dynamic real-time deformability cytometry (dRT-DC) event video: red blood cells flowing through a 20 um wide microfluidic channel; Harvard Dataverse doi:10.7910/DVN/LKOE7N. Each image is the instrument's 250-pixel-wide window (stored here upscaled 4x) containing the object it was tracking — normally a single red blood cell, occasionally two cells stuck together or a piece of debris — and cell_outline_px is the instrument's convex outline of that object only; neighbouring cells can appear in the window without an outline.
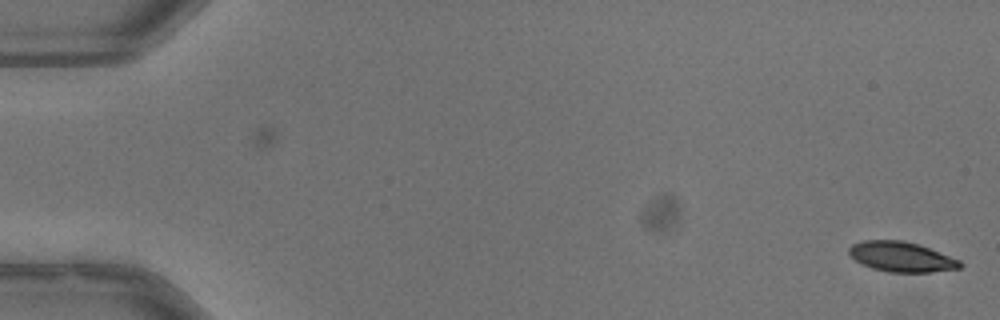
{"species": "common noctule bat (a hibernating species)", "species_latin": "Nyctalus noctula", "temperature_condition": "warm", "stored_images_in_passage": 53, "camera_frame_rate_fps": 3000, "um_per_image_px": 0.085, "animal": {"sex": "male", "body_mass_g": 13.3}, "frame": {"image": 1, "passage_image": 1, "time_ms": 0.0, "image_size_px": [1000, 320], "cell_outline_px": [[964, 264], [960, 268], [932, 272], [888, 272], [872, 268], [856, 260], [848, 252], [848, 248], [852, 244], [864, 240], [904, 240], [928, 248], [960, 260]], "centroid_in_image_um": [76.62, 21.83], "position_along_channel_um": 8.4, "area_um2": 19.25}}
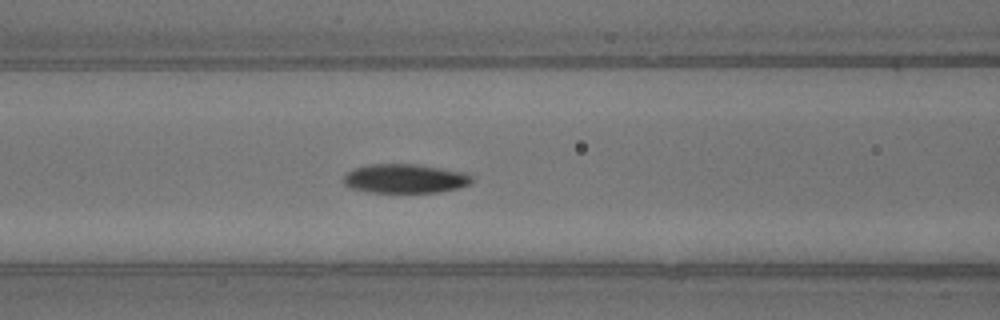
{"frame": {"image": 2, "passage_image": 23, "time_ms": 7.333, "image_size_px": [1000, 320], "cell_outline_px": [[472, 184], [460, 188], [436, 192], [368, 192], [352, 188], [344, 184], [344, 176], [352, 168], [368, 164], [416, 164], [464, 172], [472, 176]], "centroid_in_image_um": [34.43, 15.17], "position_along_channel_um": 132.2, "area_um2": 21.79}}
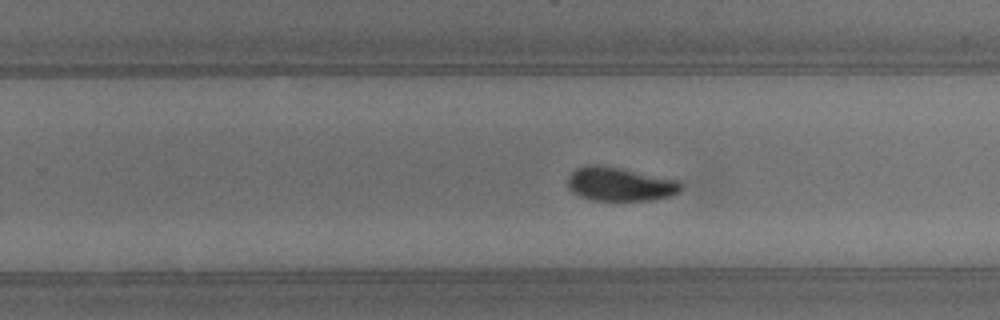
{"frame": {"image": 3, "passage_image": 34, "time_ms": 11.0, "image_size_px": [1000, 320], "cell_outline_px": [[684, 188], [680, 192], [672, 196], [652, 200], [592, 200], [580, 196], [572, 192], [568, 188], [568, 176], [576, 168], [588, 164], [600, 164], [680, 180], [684, 184]], "centroid_in_image_um": [52.74, 15.65], "position_along_channel_um": 277.1, "area_um2": 22.66}}